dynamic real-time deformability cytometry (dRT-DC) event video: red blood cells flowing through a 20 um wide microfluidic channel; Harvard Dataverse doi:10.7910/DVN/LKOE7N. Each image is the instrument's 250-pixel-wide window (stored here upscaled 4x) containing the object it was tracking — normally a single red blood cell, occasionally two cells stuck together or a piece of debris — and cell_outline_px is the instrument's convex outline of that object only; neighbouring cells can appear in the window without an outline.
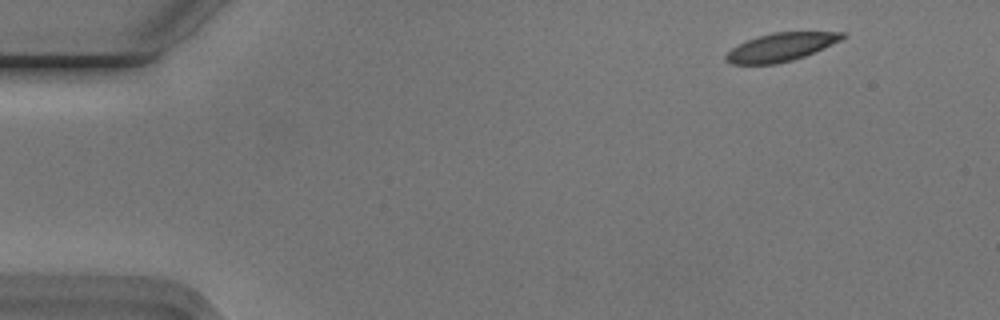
{"species": "Egyptian fruit bat (a non-hibernating species)", "species_latin": "Rousettus aegyptiacus", "temperature_condition": "cold", "stored_images_in_passage": 4, "camera_frame_rate_fps": 3000, "um_per_image_px": 0.085, "animal": {"sex": "male"}, "frame": {"image": 1, "passage_image": 1, "time_ms": 0.0, "image_size_px": [1000, 320], "cell_outline_px": [[848, 36], [840, 40], [804, 56], [792, 60], [776, 64], [732, 64], [724, 60], [724, 56], [732, 48], [756, 36], [772, 32], [844, 32]], "centroid_in_image_um": [66.35, 4.0], "position_along_channel_um": 18.7, "area_um2": 18.96}}
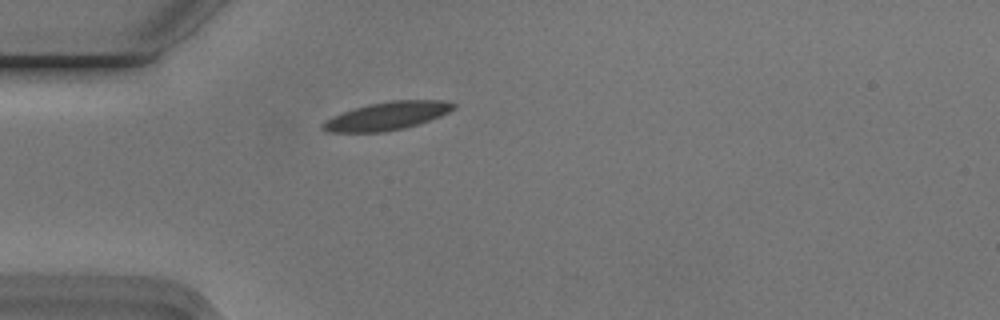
{"frame": {"image": 2, "passage_image": 4, "time_ms": 1.0, "image_size_px": [1000, 320], "cell_outline_px": [[456, 108], [440, 116], [404, 128], [384, 132], [328, 132], [320, 128], [320, 124], [324, 120], [332, 116], [368, 104], [392, 100], [448, 100], [456, 104]], "centroid_in_image_um": [32.89, 9.85], "position_along_channel_um": 52.1, "area_um2": 21.39}}